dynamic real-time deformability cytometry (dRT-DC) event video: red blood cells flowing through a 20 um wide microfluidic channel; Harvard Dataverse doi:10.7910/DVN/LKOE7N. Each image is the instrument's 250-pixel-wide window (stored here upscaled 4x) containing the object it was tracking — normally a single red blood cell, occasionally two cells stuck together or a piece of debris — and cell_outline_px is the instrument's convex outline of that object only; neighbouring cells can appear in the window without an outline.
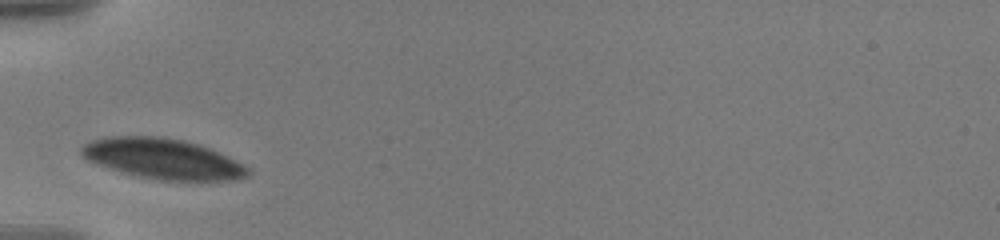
{"species": "human", "species_latin": "Homo sapiens", "temperature_condition": "warm", "stored_images_in_passage": 31, "camera_frame_rate_fps": 3000, "um_per_image_px": 0.085, "donor": {"sex": "male"}, "frame": {"image": 1, "passage_image": 1, "time_ms": 0.0, "image_size_px": [1000, 240], "cell_outline_px": [[252, 172], [248, 176], [236, 180], [164, 180], [140, 176], [124, 172], [88, 160], [80, 152], [80, 148], [84, 144], [92, 140], [108, 136], [160, 136], [184, 140], [220, 152], [236, 160], [248, 168]], "centroid_in_image_um": [13.87, 13.48], "position_along_channel_um": 71.1, "area_um2": 38.73}}
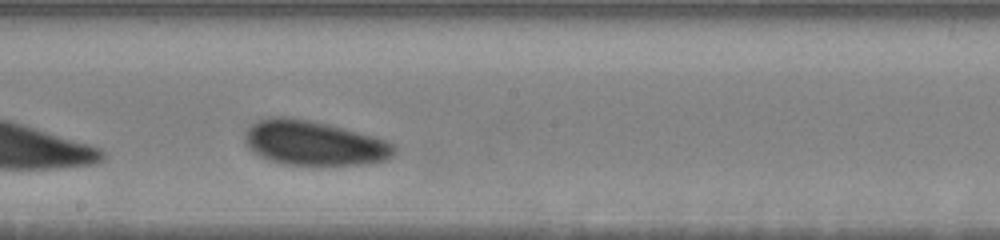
{"frame": {"image": 2, "passage_image": 14, "time_ms": 4.333, "image_size_px": [1000, 240], "cell_outline_px": [[396, 152], [388, 160], [376, 164], [316, 168], [280, 164], [260, 156], [252, 152], [244, 140], [244, 132], [252, 124], [260, 120], [272, 116], [288, 116], [328, 124], [344, 128], [372, 136], [396, 144]], "centroid_in_image_um": [26.73, 12.23], "position_along_channel_um": 221.5, "area_um2": 40.34}}
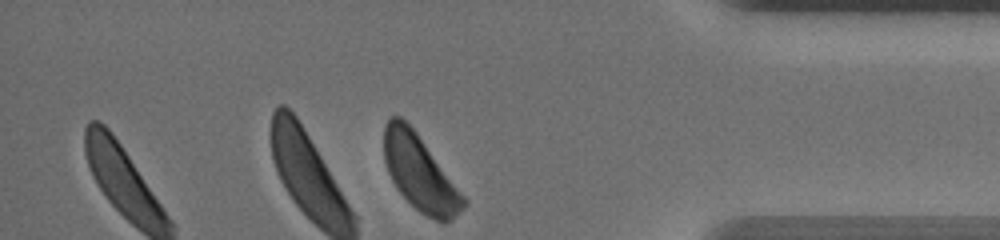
{"frame": {"image": 3, "passage_image": 31, "time_ms": 10.0, "image_size_px": [1000, 240], "cell_outline_px": [[468, 204], [452, 220], [436, 220], [420, 212], [396, 188], [388, 172], [384, 160], [384, 128], [388, 120], [392, 116], [400, 116], [416, 132], [468, 200]], "centroid_in_image_um": [35.7, 14.71], "position_along_channel_um": 399.5, "area_um2": 34.39}, "authors_computed_cell_mechanics": {"area_um2": 38.8416, "velocity_mm_per_s": 3.5066, "shape_relaxation_time_tau1_ms": 1.3913, "shape_relaxation_time_tau2_ms": null, "deformation_change_tau1": 0.0533, "deformation_change_tau2": null}}